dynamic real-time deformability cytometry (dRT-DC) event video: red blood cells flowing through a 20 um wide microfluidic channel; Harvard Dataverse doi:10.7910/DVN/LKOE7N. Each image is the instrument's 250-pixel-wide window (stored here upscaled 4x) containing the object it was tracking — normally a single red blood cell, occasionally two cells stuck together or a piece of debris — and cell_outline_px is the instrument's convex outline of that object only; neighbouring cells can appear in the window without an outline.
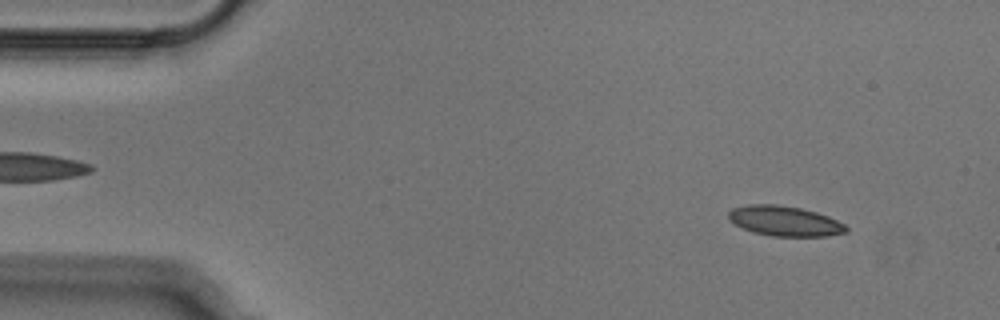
{"species": "Egyptian fruit bat (a non-hibernating species)", "species_latin": "Rousettus aegyptiacus", "temperature_condition": "cold", "stored_images_in_passage": 51, "camera_frame_rate_fps": 3000, "um_per_image_px": 0.085, "animal": {"sex": "male"}, "frame": {"image": 1, "passage_image": 5, "time_ms": 1.333, "image_size_px": [1000, 320], "cell_outline_px": [[848, 232], [824, 236], [772, 236], [752, 232], [728, 220], [728, 212], [732, 208], [748, 204], [776, 204], [800, 208], [816, 212], [828, 216], [844, 224], [848, 228]], "centroid_in_image_um": [66.68, 18.78], "position_along_channel_um": 18.3, "area_um2": 20.58}}
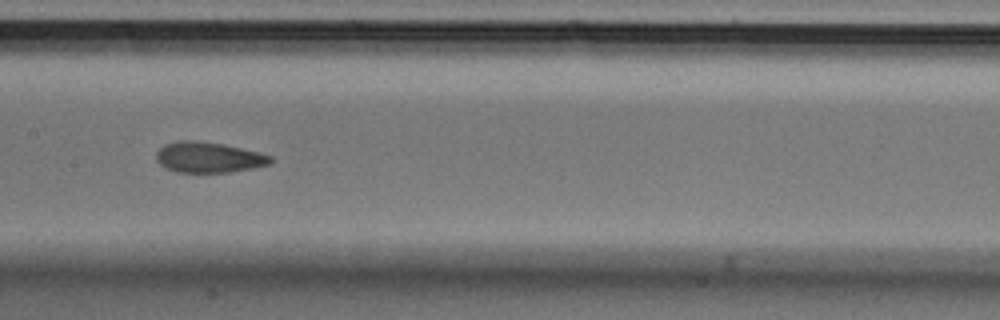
{"frame": {"image": 2, "passage_image": 25, "time_ms": 8.0, "image_size_px": [1000, 320], "cell_outline_px": [[272, 160], [268, 164], [252, 168], [228, 172], [176, 172], [164, 168], [156, 160], [156, 152], [164, 144], [180, 140], [192, 140], [224, 144], [260, 152], [272, 156]], "centroid_in_image_um": [17.7, 13.37], "position_along_channel_um": 189.7, "area_um2": 20.4}}
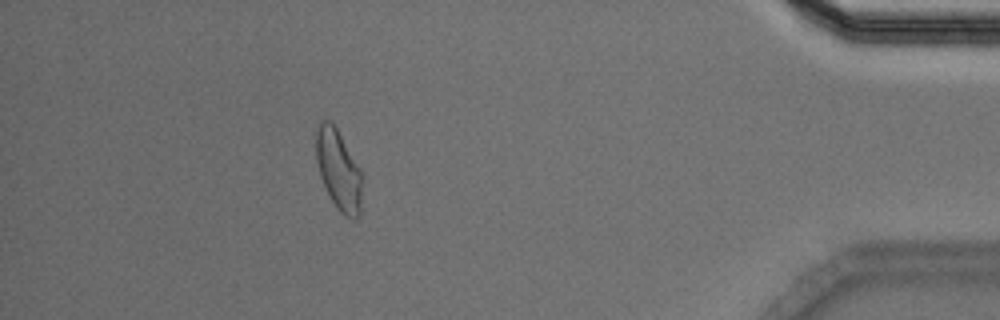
{"frame": {"image": 3, "passage_image": 46, "time_ms": 15.0, "image_size_px": [1000, 320], "cell_outline_px": [[364, 180], [360, 216], [356, 220], [352, 220], [344, 216], [336, 208], [320, 176], [316, 160], [316, 128], [320, 120], [328, 120], [336, 128], [360, 168]], "centroid_in_image_um": [28.82, 14.51], "position_along_channel_um": 406.4, "area_um2": 21.91}}